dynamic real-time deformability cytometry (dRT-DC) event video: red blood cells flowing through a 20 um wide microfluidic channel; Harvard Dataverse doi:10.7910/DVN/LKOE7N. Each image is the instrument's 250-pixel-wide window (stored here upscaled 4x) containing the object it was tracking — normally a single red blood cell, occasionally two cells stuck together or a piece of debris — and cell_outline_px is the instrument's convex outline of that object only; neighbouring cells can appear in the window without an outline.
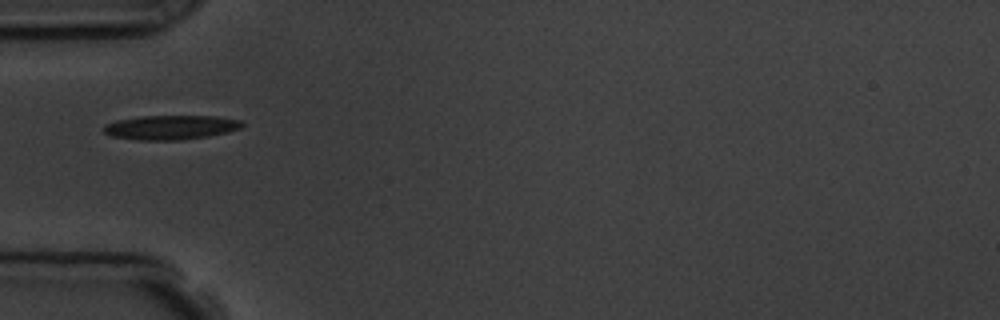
{"species": "common noctule bat (a hibernating species)", "species_latin": "Nyctalus noctula", "temperature_condition": "room temperature", "stored_images_in_passage": 16, "camera_frame_rate_fps": 3000, "um_per_image_px": 0.085, "animal": {"sex": "male", "body_mass_g": 19.5, "forearm_length_mm": 54.6}, "frame": {"image": 1, "passage_image": 5, "time_ms": 4.667, "image_size_px": [1000, 320], "cell_outline_px": [[244, 124], [240, 128], [228, 132], [208, 136], [180, 140], [136, 140], [112, 136], [104, 132], [100, 128], [104, 124], [116, 120], [140, 116], [216, 116], [240, 120]], "centroid_in_image_um": [14.46, 10.82], "position_along_channel_um": 70.5, "area_um2": 19.77}}
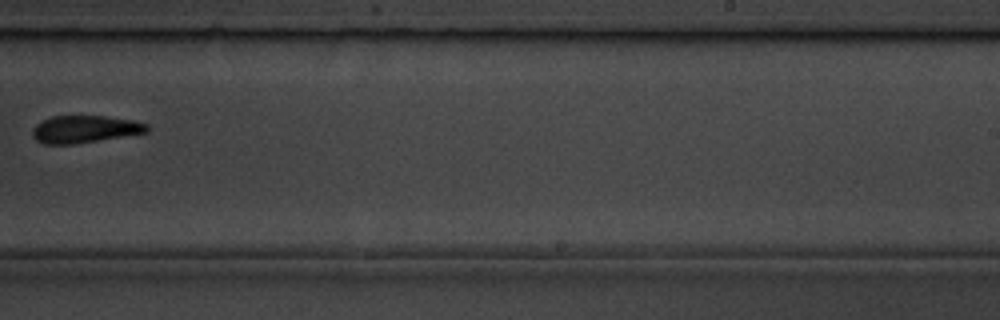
{"frame": {"image": 2, "passage_image": 10, "time_ms": 10.333, "image_size_px": [1000, 320], "cell_outline_px": [[148, 132], [76, 144], [44, 144], [36, 140], [32, 136], [32, 128], [36, 124], [52, 116], [104, 116], [132, 120], [148, 124]], "centroid_in_image_um": [7.18, 10.98], "position_along_channel_um": 281.8, "area_um2": 18.21}}
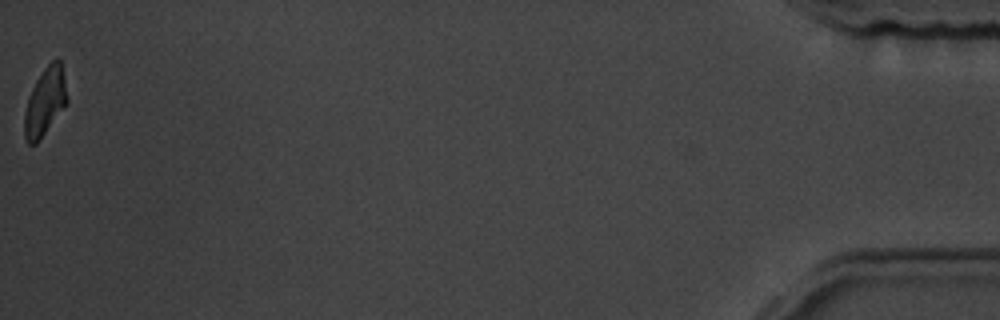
{"frame": {"image": 3, "passage_image": 16, "time_ms": 17.0, "image_size_px": [1000, 320], "cell_outline_px": [[68, 104], [40, 140], [36, 144], [28, 144], [24, 140], [24, 112], [28, 96], [36, 80], [44, 68], [52, 60], [60, 60], [68, 96]], "centroid_in_image_um": [3.83, 8.7], "position_along_channel_um": 431.4, "area_um2": 17.17}, "authors_computed_cell_mechanics": {"area_um2": 19.0451, "velocity_mm_per_s": 3.7343, "shape_relaxation_time_tau1_ms": 3.305, "shape_relaxation_time_tau2_ms": 3.5272, "deformation_change_tau1": 0.1101, "deformation_change_tau2": 0.077}}